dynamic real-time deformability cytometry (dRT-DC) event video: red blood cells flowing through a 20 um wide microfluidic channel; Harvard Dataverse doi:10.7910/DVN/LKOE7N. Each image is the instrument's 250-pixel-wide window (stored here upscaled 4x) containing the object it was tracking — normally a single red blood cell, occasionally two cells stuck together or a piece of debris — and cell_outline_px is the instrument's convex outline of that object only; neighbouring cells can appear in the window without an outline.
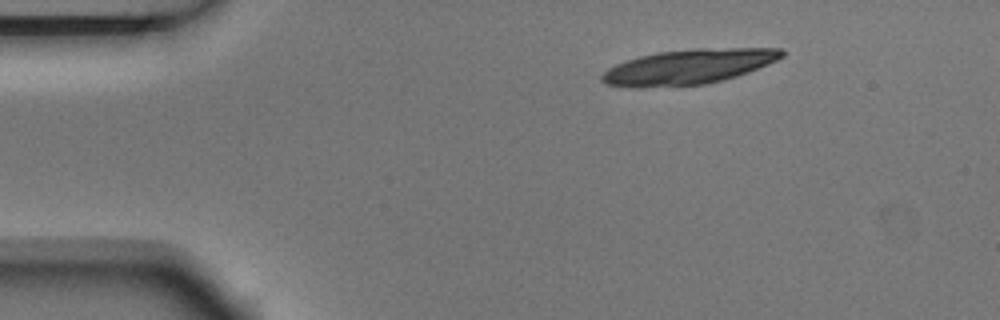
{"species": "Egyptian fruit bat (a non-hibernating species)", "species_latin": "Rousettus aegyptiacus", "temperature_condition": "room temperature", "stored_images_in_passage": 2, "camera_frame_rate_fps": 3000, "um_per_image_px": 0.085, "animal": {"sex": "male"}, "frame": {"image": 1, "passage_image": 1, "time_ms": 0.0, "image_size_px": [1000, 320], "cell_outline_px": [[784, 56], [768, 64], [748, 72], [736, 76], [704, 84], [636, 88], [632, 88], [608, 84], [600, 80], [600, 76], [608, 68], [616, 64], [640, 56], [656, 52], [696, 48], [780, 48], [784, 52]], "centroid_in_image_um": [58.5, 5.67], "position_along_channel_um": 26.5, "area_um2": 36.47}}